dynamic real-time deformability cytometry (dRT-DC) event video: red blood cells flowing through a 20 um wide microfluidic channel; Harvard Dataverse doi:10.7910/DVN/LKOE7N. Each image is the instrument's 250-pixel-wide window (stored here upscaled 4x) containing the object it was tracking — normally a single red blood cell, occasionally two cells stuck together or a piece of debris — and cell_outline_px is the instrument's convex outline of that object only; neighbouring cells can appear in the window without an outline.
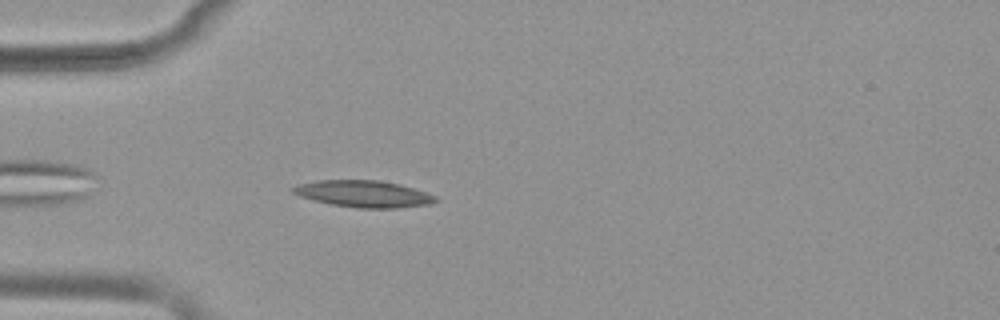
{"species": "common noctule bat (a hibernating species)", "species_latin": "Nyctalus noctula", "temperature_condition": "warm", "stored_images_in_passage": 41, "camera_frame_rate_fps": 3000, "um_per_image_px": 0.085, "animal": {"sex": "female", "body_mass_g": 19.9}, "frame": {"image": 1, "passage_image": 4, "time_ms": 1.0, "image_size_px": [1000, 320], "cell_outline_px": [[440, 200], [428, 204], [396, 208], [356, 208], [332, 204], [300, 196], [292, 192], [292, 188], [300, 184], [320, 180], [380, 180], [400, 184], [436, 196]], "centroid_in_image_um": [30.94, 16.47], "position_along_channel_um": 54.1, "area_um2": 21.91}}
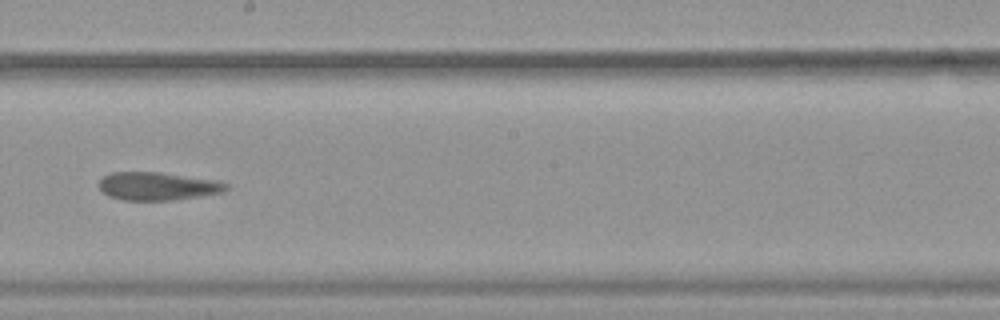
{"frame": {"image": 2, "passage_image": 19, "time_ms": 6.0, "image_size_px": [1000, 320], "cell_outline_px": [[228, 188], [220, 192], [200, 196], [172, 200], [124, 200], [108, 196], [96, 184], [104, 176], [112, 172], [160, 172], [216, 180], [228, 184]], "centroid_in_image_um": [13.36, 15.82], "position_along_channel_um": 234.8, "area_um2": 20.69}}
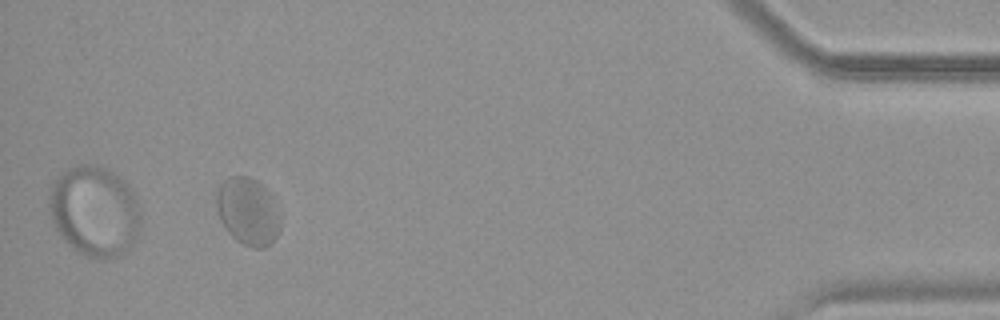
{"frame": {"image": 3, "passage_image": 38, "time_ms": 12.333, "image_size_px": [1000, 320], "cell_outline_px": [[280, 228], [272, 244], [264, 248], [252, 248], [236, 240], [228, 232], [220, 220], [216, 208], [216, 192], [220, 184], [228, 176], [248, 176], [264, 184], [280, 216]], "centroid_in_image_um": [21.05, 17.97], "position_along_channel_um": 414.1, "area_um2": 25.26}, "authors_computed_cell_mechanics": {"area_um2": 21.9062, "velocity_mm_per_s": 3.8003, "shape_relaxation_time_tau1_ms": null, "shape_relaxation_time_tau2_ms": 2.7385, "deformation_change_tau1": null, "deformation_change_tau2": 0.0894}}